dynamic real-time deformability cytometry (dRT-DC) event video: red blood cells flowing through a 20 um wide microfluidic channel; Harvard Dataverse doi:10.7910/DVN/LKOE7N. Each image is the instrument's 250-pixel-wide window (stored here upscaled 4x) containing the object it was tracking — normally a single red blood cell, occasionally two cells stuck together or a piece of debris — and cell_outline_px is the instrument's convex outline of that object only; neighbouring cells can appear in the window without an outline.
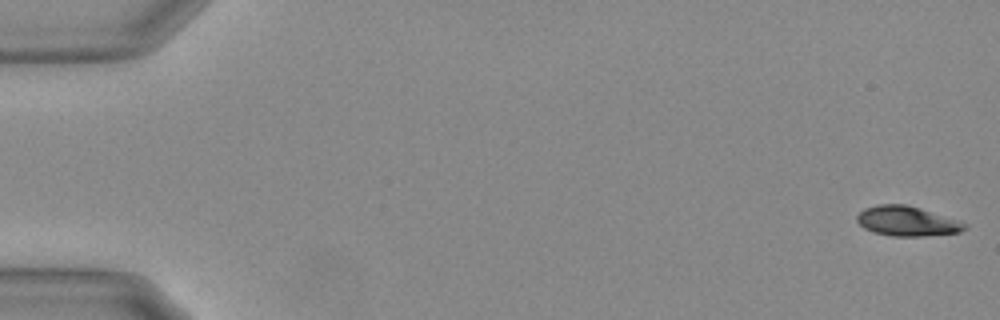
{"species": "Egyptian fruit bat (a non-hibernating species)", "species_latin": "Rousettus aegyptiacus", "temperature_condition": "warm", "stored_images_in_passage": 56, "camera_frame_rate_fps": 3000, "um_per_image_px": 0.085, "animal": {"sex": "female"}, "frame": {"image": 1, "passage_image": 1, "time_ms": 0.0, "image_size_px": [1000, 320], "cell_outline_px": [[968, 228], [960, 232], [924, 236], [892, 236], [876, 232], [864, 228], [856, 220], [856, 216], [864, 208], [876, 204], [908, 204], [960, 220], [968, 224]], "centroid_in_image_um": [77.13, 18.78], "position_along_channel_um": 7.9, "area_um2": 18.9}}
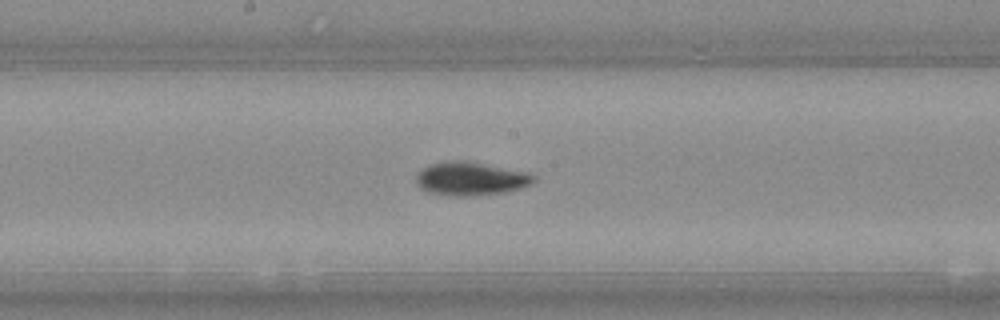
{"frame": {"image": 2, "passage_image": 30, "time_ms": 9.667, "image_size_px": [1000, 320], "cell_outline_px": [[536, 180], [532, 184], [520, 188], [504, 192], [480, 196], [456, 196], [428, 192], [420, 188], [416, 184], [416, 172], [428, 164], [448, 160], [468, 160], [520, 172], [536, 176]], "centroid_in_image_um": [39.93, 15.19], "position_along_channel_um": 208.3, "area_um2": 23.0}}
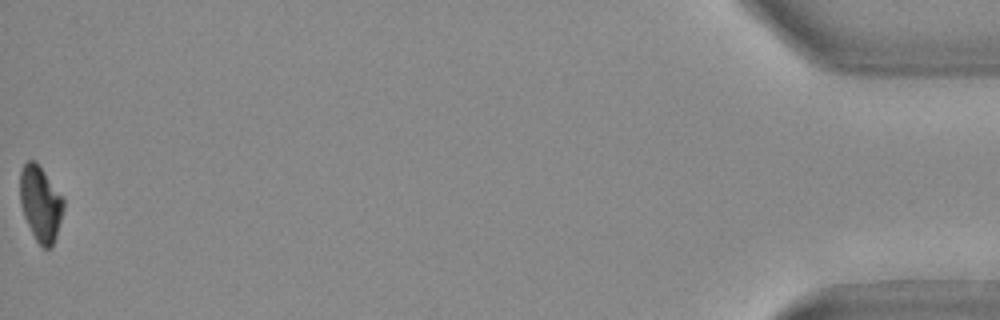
{"frame": {"image": 3, "passage_image": 56, "time_ms": 18.333, "image_size_px": [1000, 320], "cell_outline_px": [[64, 208], [56, 236], [52, 248], [44, 248], [36, 240], [24, 216], [20, 204], [20, 172], [24, 164], [28, 160], [36, 160], [64, 200]], "centroid_in_image_um": [3.43, 17.3], "position_along_channel_um": 431.8, "area_um2": 18.9}, "authors_computed_cell_mechanics": {"area_um2": 20.23, "velocity_mm_per_s": 3.7001, "shape_relaxation_time_tau1_ms": 5.1833, "shape_relaxation_time_tau2_ms": 3.7973, "deformation_change_tau1": 0.1715, "deformation_change_tau2": 0.0601}}